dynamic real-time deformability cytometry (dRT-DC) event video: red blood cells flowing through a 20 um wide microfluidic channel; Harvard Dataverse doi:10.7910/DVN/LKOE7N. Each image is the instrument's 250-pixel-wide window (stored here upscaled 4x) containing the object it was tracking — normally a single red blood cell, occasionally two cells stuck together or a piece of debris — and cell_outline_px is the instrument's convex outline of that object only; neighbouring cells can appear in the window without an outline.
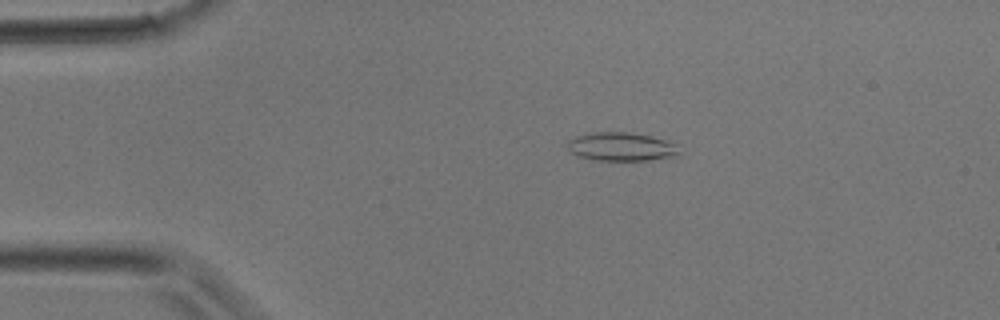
{"species": "common noctule bat (a hibernating species)", "species_latin": "Nyctalus noctula", "temperature_condition": "room temperature", "stored_images_in_passage": 37, "camera_frame_rate_fps": 3000, "um_per_image_px": 0.085, "animal": {"sex": "male", "body_mass_g": 17.9}, "frame": {"image": 1, "passage_image": 7, "time_ms": 2.0, "image_size_px": [1000, 320], "cell_outline_px": [[676, 156], [648, 160], [596, 160], [576, 156], [568, 148], [568, 140], [576, 136], [592, 132], [628, 132], [652, 136], [668, 140], [676, 144]], "centroid_in_image_um": [52.78, 12.46], "position_along_channel_um": 32.2, "area_um2": 18.5}}
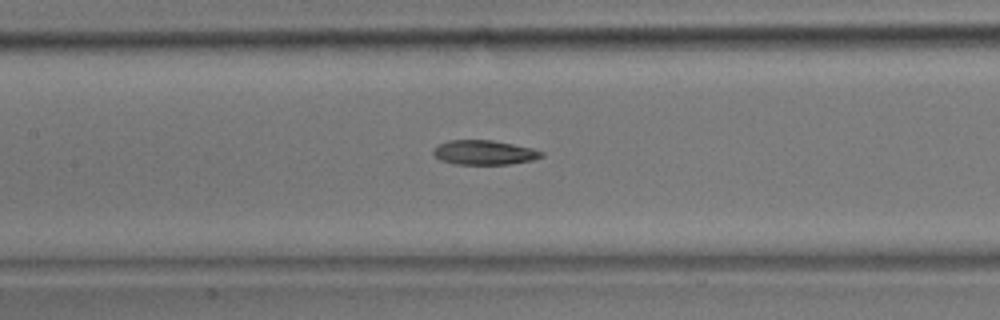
{"frame": {"image": 2, "passage_image": 17, "time_ms": 5.333, "image_size_px": [1000, 320], "cell_outline_px": [[544, 156], [532, 160], [508, 164], [456, 164], [440, 160], [432, 152], [432, 148], [448, 140], [492, 140], [532, 148], [544, 152]], "centroid_in_image_um": [41.15, 12.96], "position_along_channel_um": 166.3, "area_um2": 15.37}}
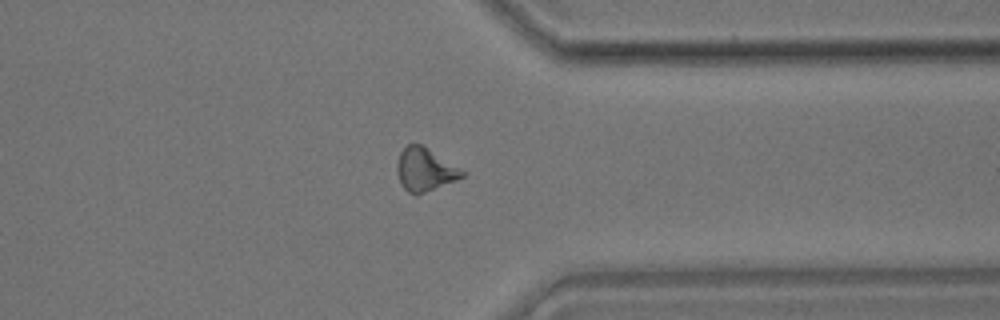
{"frame": {"image": 3, "passage_image": 29, "time_ms": 9.333, "image_size_px": [1000, 320], "cell_outline_px": [[464, 176], [456, 180], [416, 196], [408, 192], [400, 184], [396, 168], [396, 164], [400, 152], [408, 144], [420, 144], [464, 172]], "centroid_in_image_um": [36.05, 14.45], "position_along_channel_um": 375.4, "area_um2": 15.95}}